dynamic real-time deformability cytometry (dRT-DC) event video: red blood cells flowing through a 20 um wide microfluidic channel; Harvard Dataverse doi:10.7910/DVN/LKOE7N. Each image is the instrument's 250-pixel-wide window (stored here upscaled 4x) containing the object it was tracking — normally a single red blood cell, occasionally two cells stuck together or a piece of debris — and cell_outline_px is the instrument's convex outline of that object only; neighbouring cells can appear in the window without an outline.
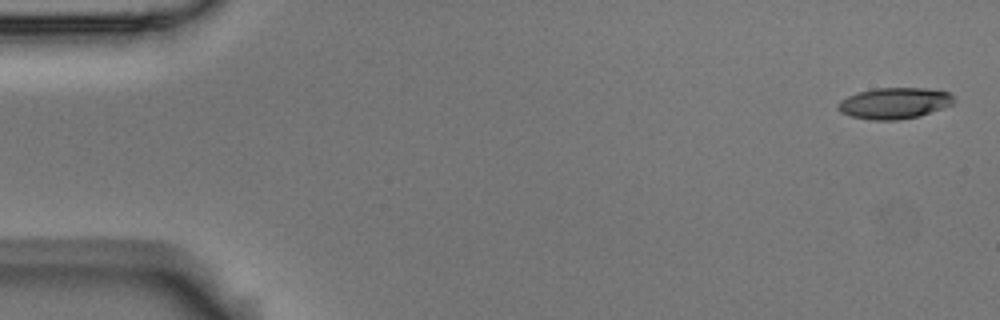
{"species": "Egyptian fruit bat (a non-hibernating species)", "species_latin": "Rousettus aegyptiacus", "temperature_condition": "room temperature", "stored_images_in_passage": 12, "camera_frame_rate_fps": 3000, "um_per_image_px": 0.085, "animal": {"sex": "male"}, "frame": {"image": 1, "passage_image": 1, "time_ms": 0.0, "image_size_px": [1000, 320], "cell_outline_px": [[956, 100], [952, 104], [920, 116], [900, 120], [872, 120], [852, 116], [840, 112], [836, 108], [836, 104], [840, 100], [848, 96], [860, 92], [876, 88], [928, 88], [948, 92]], "centroid_in_image_um": [76.01, 8.77], "position_along_channel_um": 9.0, "area_um2": 21.04}}